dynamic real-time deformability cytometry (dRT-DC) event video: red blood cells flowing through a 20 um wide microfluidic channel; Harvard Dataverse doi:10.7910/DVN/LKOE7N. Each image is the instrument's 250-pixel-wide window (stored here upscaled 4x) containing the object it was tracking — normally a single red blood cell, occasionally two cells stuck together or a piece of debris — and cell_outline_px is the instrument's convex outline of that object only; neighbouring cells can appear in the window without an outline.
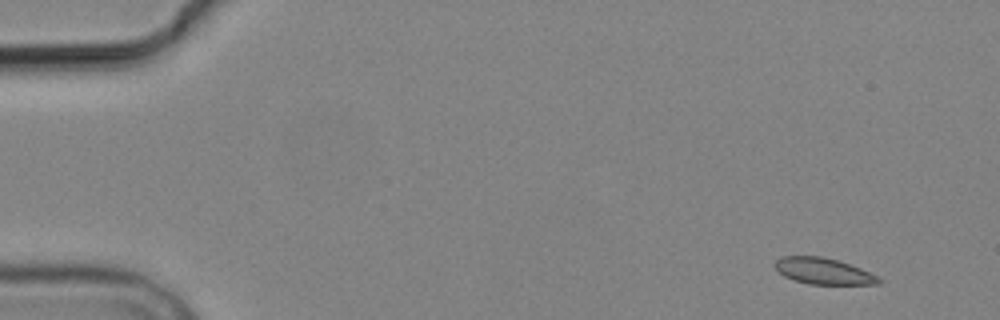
{"species": "common noctule bat (a hibernating species)", "species_latin": "Nyctalus noctula", "temperature_condition": "cold", "stored_images_in_passage": 7, "camera_frame_rate_fps": 3000, "um_per_image_px": 0.085, "animal": {"sex": "male", "body_mass_g": 19.2, "forearm_length_mm": 51.8}, "frame": {"image": 1, "passage_image": 1, "time_ms": 0.0, "image_size_px": [1000, 320], "cell_outline_px": [[884, 280], [880, 284], [808, 284], [784, 276], [772, 264], [780, 256], [824, 256], [860, 268]], "centroid_in_image_um": [69.97, 23.04], "position_along_channel_um": 15.0, "area_um2": 15.78}}
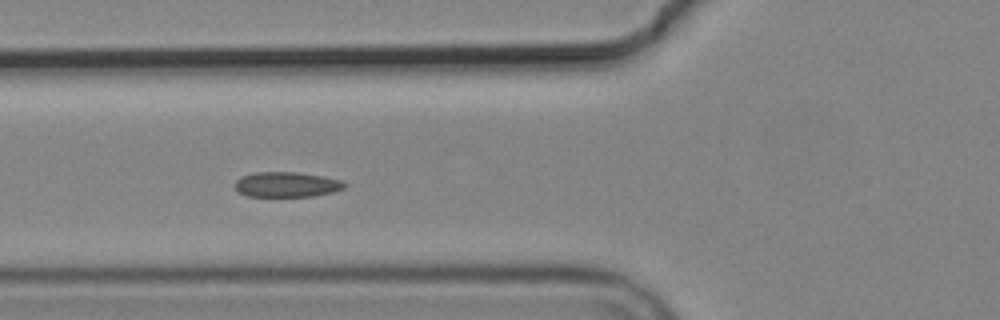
{"frame": {"image": 2, "passage_image": 6, "time_ms": 5.667, "image_size_px": [1000, 320], "cell_outline_px": [[348, 184], [344, 188], [332, 192], [312, 196], [248, 196], [236, 192], [236, 180], [240, 176], [256, 172], [296, 172], [324, 176], [340, 180]], "centroid_in_image_um": [24.35, 15.68], "position_along_channel_um": 101.4, "area_um2": 16.07}}
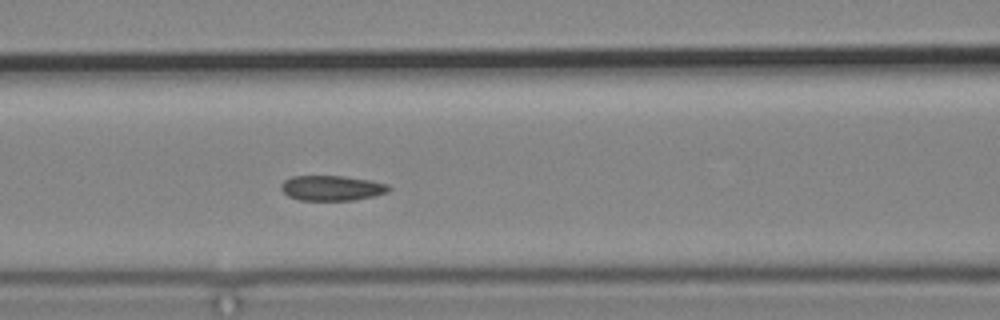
{"frame": {"image": 3, "passage_image": 7, "time_ms": 6.667, "image_size_px": [1000, 320], "cell_outline_px": [[392, 188], [388, 192], [372, 196], [352, 200], [300, 200], [288, 196], [280, 188], [280, 184], [284, 180], [292, 176], [344, 176], [368, 180], [388, 184]], "centroid_in_image_um": [28.18, 15.98], "position_along_channel_um": 138.4, "area_um2": 15.72}}